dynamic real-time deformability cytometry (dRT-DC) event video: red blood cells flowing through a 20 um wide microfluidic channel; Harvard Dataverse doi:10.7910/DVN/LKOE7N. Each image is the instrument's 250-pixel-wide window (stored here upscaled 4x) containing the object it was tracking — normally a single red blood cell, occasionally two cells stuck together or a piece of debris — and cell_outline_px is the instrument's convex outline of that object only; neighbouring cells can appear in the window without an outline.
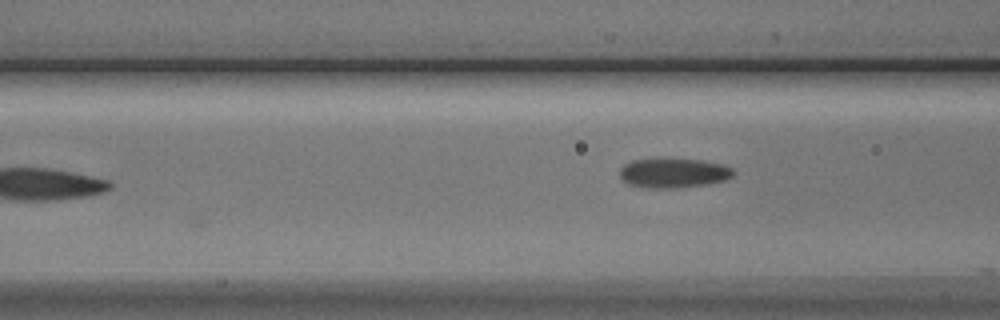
{"species": "Egyptian fruit bat (a non-hibernating species)", "species_latin": "Rousettus aegyptiacus", "temperature_condition": "cold", "stored_images_in_passage": 6, "camera_frame_rate_fps": 3000, "um_per_image_px": 0.085, "animal": {"sex": "male"}, "frame": {"image": 1, "passage_image": 6, "time_ms": 6.667, "image_size_px": [1000, 320], "cell_outline_px": [[736, 172], [732, 176], [724, 180], [708, 184], [676, 188], [648, 188], [628, 184], [620, 176], [620, 168], [624, 164], [632, 160], [700, 160], [724, 164], [732, 168]], "centroid_in_image_um": [57.27, 14.72], "position_along_channel_um": 109.3, "area_um2": 19.31}}